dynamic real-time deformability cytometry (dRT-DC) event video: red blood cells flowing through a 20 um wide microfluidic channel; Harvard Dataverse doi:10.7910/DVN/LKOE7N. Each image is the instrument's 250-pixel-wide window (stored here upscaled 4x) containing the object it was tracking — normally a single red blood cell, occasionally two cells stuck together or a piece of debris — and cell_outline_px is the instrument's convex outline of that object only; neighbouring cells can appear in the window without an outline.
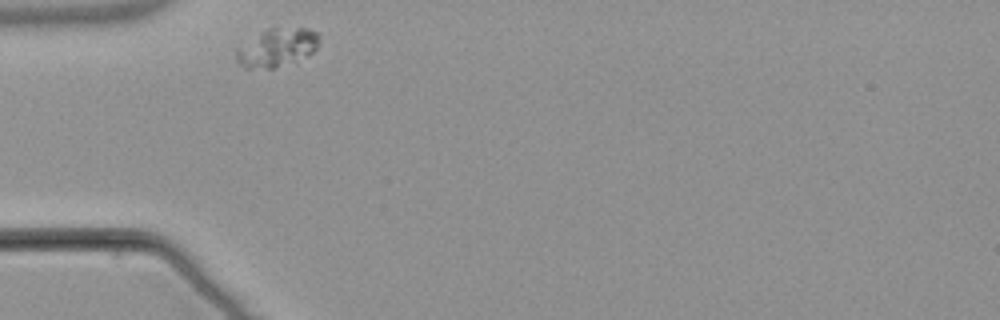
{"species": "common noctule bat (a hibernating species)", "species_latin": "Nyctalus noctula", "temperature_condition": "warm", "stored_images_in_passage": 41, "camera_frame_rate_fps": 3000, "um_per_image_px": 0.085, "animal": {"sex": "male", "body_mass_g": 21.5, "forearm_length_mm": 52.0}, "frame": {"image": 1, "passage_image": 1, "time_ms": 0.0, "image_size_px": [1000, 320], "cell_outline_px": [[320, 40], [316, 48], [308, 56], [272, 68], [244, 68], [236, 60], [236, 48], [268, 28], [308, 28], [316, 32], [320, 36]], "centroid_in_image_um": [23.55, 4.04], "position_along_channel_um": 61.4, "area_um2": 18.26}}
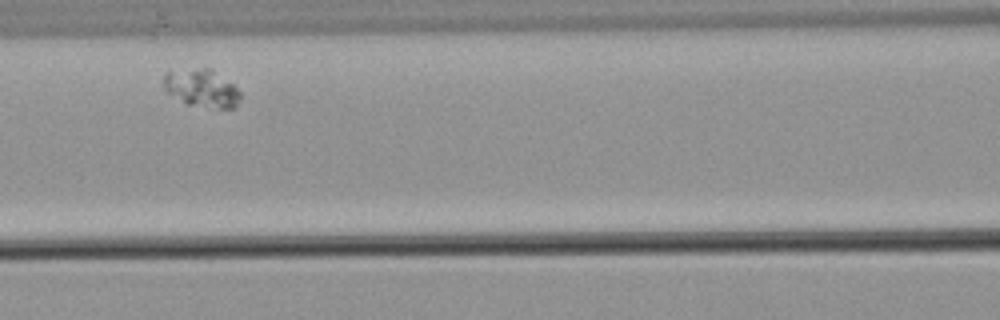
{"frame": {"image": 2, "passage_image": 9, "time_ms": 2.667, "image_size_px": [1000, 320], "cell_outline_px": [[240, 100], [236, 108], [220, 108], [188, 104], [168, 92], [164, 88], [164, 72], [168, 68], [208, 68], [232, 84], [240, 92]], "centroid_in_image_um": [17.1, 7.46], "position_along_channel_um": 149.5, "area_um2": 16.82}}
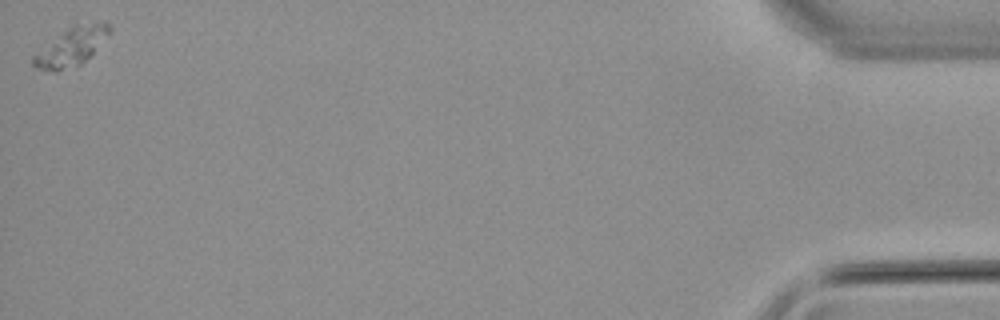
{"frame": {"image": 3, "passage_image": 41, "time_ms": 13.333, "image_size_px": [1000, 320], "cell_outline_px": [[108, 32], [92, 52], [80, 64], [56, 72], [52, 72], [36, 68], [32, 64], [32, 56], [68, 28], [96, 20], [104, 20], [108, 24]], "centroid_in_image_um": [6.01, 3.98], "position_along_channel_um": 429.2, "area_um2": 16.18}}